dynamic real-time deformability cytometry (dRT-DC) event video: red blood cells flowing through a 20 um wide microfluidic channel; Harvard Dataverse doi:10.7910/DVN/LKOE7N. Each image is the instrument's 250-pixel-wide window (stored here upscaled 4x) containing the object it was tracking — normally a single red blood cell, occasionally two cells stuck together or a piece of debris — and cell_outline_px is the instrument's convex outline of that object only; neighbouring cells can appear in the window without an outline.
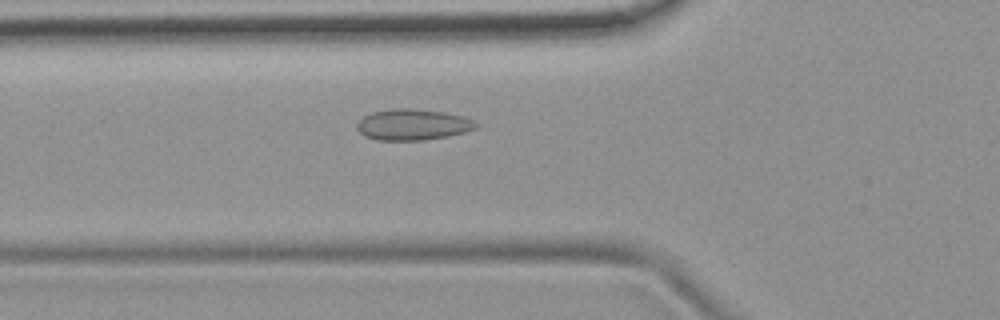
{"species": "common noctule bat (a hibernating species)", "species_latin": "Nyctalus noctula", "temperature_condition": "room temperature", "stored_images_in_passage": 43, "camera_frame_rate_fps": 3000, "um_per_image_px": 0.085, "animal": {"sex": "female", "body_mass_g": 19.9}, "frame": {"image": 1, "passage_image": 10, "time_ms": 3.0, "image_size_px": [1000, 320], "cell_outline_px": [[476, 128], [464, 132], [448, 136], [424, 140], [376, 140], [364, 136], [356, 128], [356, 124], [364, 116], [372, 112], [392, 108], [408, 108], [444, 112], [464, 116], [472, 120], [476, 124]], "centroid_in_image_um": [35.05, 10.59], "position_along_channel_um": 90.8, "area_um2": 21.5}}
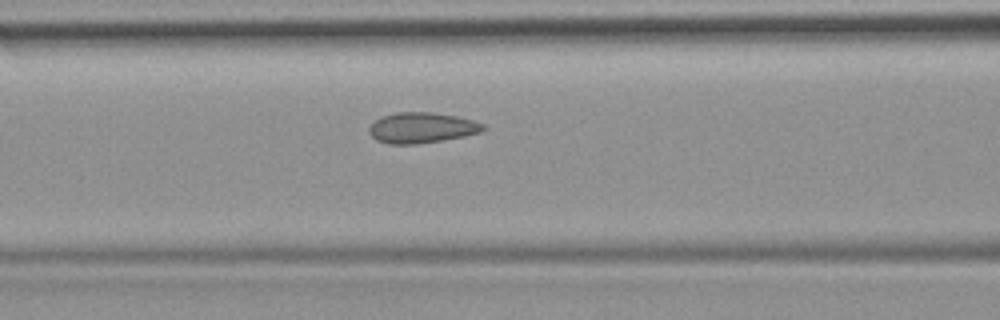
{"frame": {"image": 2, "passage_image": 13, "time_ms": 4.0, "image_size_px": [1000, 320], "cell_outline_px": [[488, 128], [480, 132], [464, 136], [444, 140], [420, 144], [388, 144], [376, 140], [368, 132], [368, 128], [380, 116], [396, 112], [432, 112], [456, 116], [472, 120], [484, 124]], "centroid_in_image_um": [35.84, 10.86], "position_along_channel_um": 130.8, "area_um2": 20.52}}
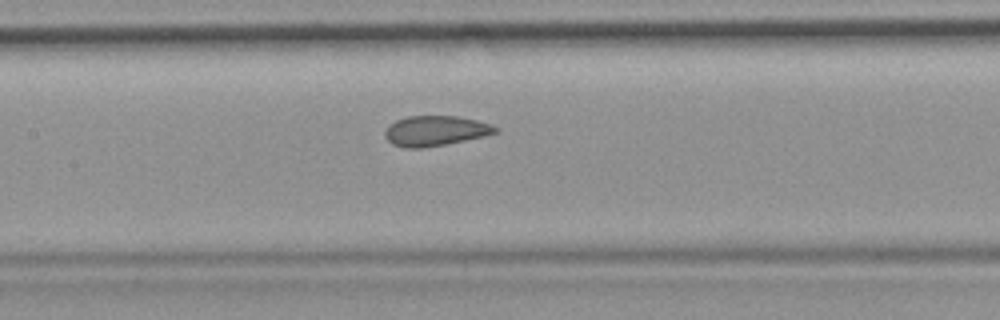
{"frame": {"image": 3, "passage_image": 16, "time_ms": 5.0, "image_size_px": [1000, 320], "cell_outline_px": [[500, 128], [496, 132], [484, 136], [444, 144], [420, 148], [408, 148], [392, 144], [384, 136], [384, 132], [388, 124], [396, 120], [408, 116], [460, 116], [492, 124]], "centroid_in_image_um": [36.99, 11.1], "position_along_channel_um": 170.4, "area_um2": 19.36}, "authors_computed_cell_mechanics": {"area_um2": 19.9988, "velocity_mm_per_s": 3.9669, "shape_relaxation_time_tau1_ms": null, "shape_relaxation_time_tau2_ms": 0.7765, "deformation_change_tau1": null, "deformation_change_tau2": 0.064}}